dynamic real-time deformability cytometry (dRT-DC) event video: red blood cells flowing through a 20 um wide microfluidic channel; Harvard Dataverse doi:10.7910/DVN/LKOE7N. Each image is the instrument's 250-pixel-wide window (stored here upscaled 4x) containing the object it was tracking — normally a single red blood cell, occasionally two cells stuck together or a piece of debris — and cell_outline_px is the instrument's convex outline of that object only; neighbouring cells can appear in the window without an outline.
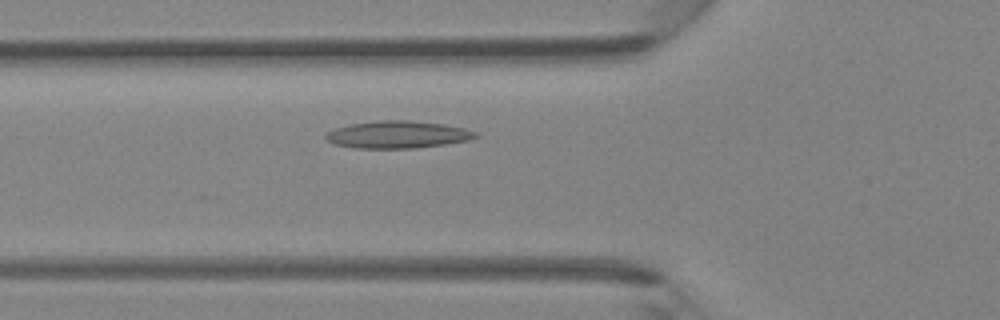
{"species": "Egyptian fruit bat (a non-hibernating species)", "species_latin": "Rousettus aegyptiacus", "temperature_condition": "room temperature", "stored_images_in_passage": 38, "camera_frame_rate_fps": 3000, "um_per_image_px": 0.085, "animal": {"sex": "female"}, "frame": {"image": 1, "passage_image": 11, "time_ms": 3.333, "image_size_px": [1000, 320], "cell_outline_px": [[480, 136], [468, 140], [444, 144], [412, 148], [352, 148], [332, 144], [324, 140], [324, 136], [328, 132], [336, 128], [348, 124], [376, 120], [408, 120], [444, 124], [464, 128], [476, 132]], "centroid_in_image_um": [33.74, 11.44], "position_along_channel_um": 92.1, "area_um2": 23.99}}
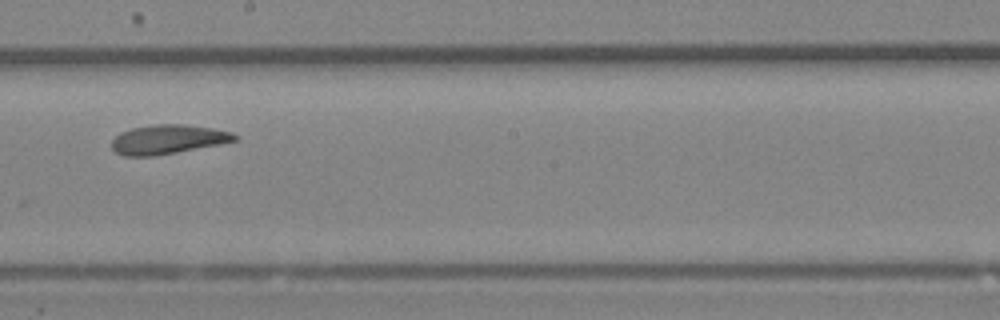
{"frame": {"image": 2, "passage_image": 20, "time_ms": 6.333, "image_size_px": [1000, 320], "cell_outline_px": [[240, 140], [220, 144], [156, 156], [124, 156], [116, 152], [112, 148], [112, 140], [120, 132], [132, 128], [156, 124], [184, 124], [212, 128], [232, 132], [240, 136]], "centroid_in_image_um": [14.31, 11.85], "position_along_channel_um": 233.9, "area_um2": 21.1}}
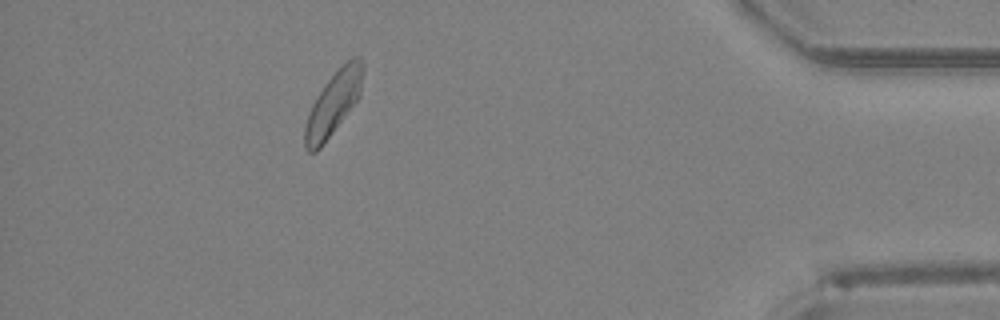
{"frame": {"image": 3, "passage_image": 34, "time_ms": 11.0, "image_size_px": [1000, 320], "cell_outline_px": [[364, 68], [360, 96], [320, 148], [316, 152], [308, 152], [304, 148], [304, 128], [308, 112], [316, 96], [324, 84], [352, 56], [360, 56]], "centroid_in_image_um": [28.32, 8.79], "position_along_channel_um": 406.9, "area_um2": 21.21}}